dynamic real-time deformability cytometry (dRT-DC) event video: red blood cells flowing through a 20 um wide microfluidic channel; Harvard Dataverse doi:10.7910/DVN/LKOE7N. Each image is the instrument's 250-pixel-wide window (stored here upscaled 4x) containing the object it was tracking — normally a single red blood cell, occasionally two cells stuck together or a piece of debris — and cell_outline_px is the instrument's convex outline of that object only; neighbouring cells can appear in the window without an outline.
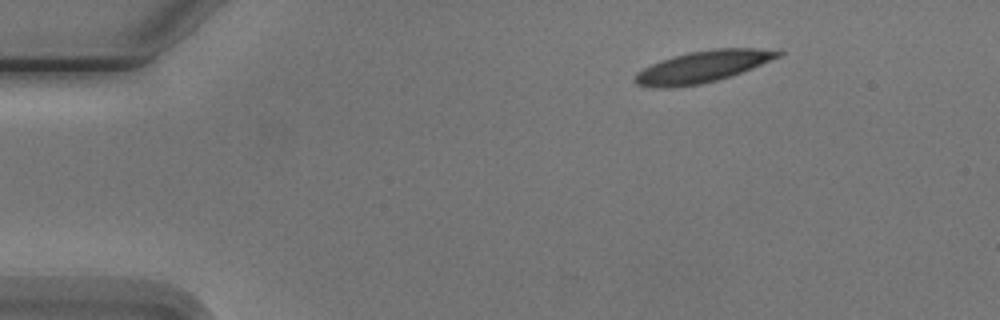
{"species": "Egyptian fruit bat (a non-hibernating species)", "species_latin": "Rousettus aegyptiacus", "temperature_condition": "cold", "stored_images_in_passage": 4, "camera_frame_rate_fps": 3000, "um_per_image_px": 0.085, "animal": {"sex": "male"}, "frame": {"image": 1, "passage_image": 1, "time_ms": 0.0, "image_size_px": [1000, 320], "cell_outline_px": [[784, 52], [780, 56], [752, 68], [716, 80], [700, 84], [672, 88], [652, 88], [636, 84], [632, 80], [636, 72], [660, 60], [672, 56], [688, 52], [712, 48], [780, 48]], "centroid_in_image_um": [59.72, 5.65], "position_along_channel_um": 25.3, "area_um2": 26.65}}